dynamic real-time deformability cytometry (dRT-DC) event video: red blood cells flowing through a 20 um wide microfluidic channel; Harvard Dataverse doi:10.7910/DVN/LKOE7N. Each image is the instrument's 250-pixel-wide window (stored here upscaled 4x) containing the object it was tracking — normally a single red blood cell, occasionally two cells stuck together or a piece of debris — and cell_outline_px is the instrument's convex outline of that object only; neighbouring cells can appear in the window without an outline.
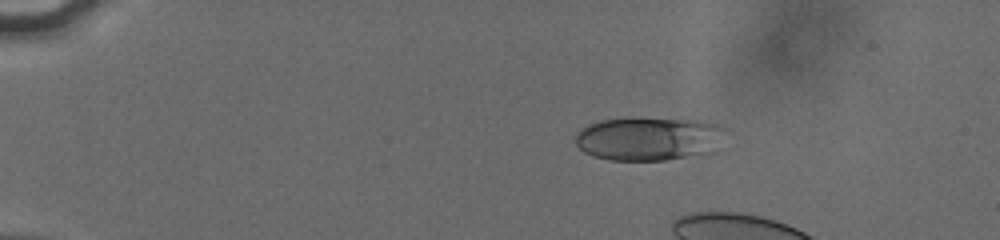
{"species": "human", "species_latin": "Homo sapiens", "temperature_condition": "cold", "stored_images_in_passage": 19, "camera_frame_rate_fps": 3000, "um_per_image_px": 0.085, "donor": {"sex": "male"}, "frame": {"image": 1, "passage_image": 11, "time_ms": 3.333, "image_size_px": [1000, 240], "cell_outline_px": [[720, 152], [664, 160], [608, 160], [592, 156], [584, 152], [576, 144], [576, 136], [580, 128], [588, 124], [600, 120], [704, 120], [720, 124]], "centroid_in_image_um": [55.16, 11.83], "position_along_channel_um": 29.8, "area_um2": 37.63}}